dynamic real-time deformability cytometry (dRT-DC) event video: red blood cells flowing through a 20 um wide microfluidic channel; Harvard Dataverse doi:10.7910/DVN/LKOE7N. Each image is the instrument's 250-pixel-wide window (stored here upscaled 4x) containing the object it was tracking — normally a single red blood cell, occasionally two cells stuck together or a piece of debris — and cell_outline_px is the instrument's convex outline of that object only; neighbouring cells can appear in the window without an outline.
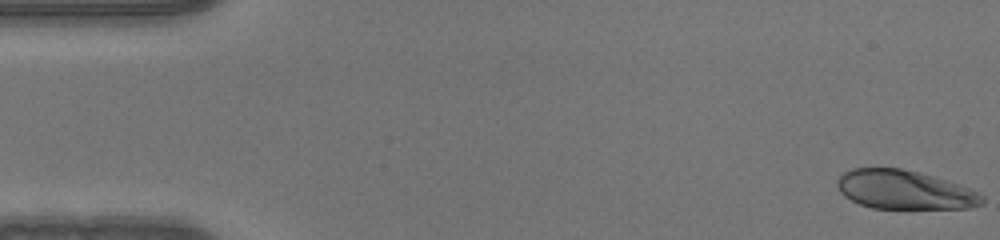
{"species": "human", "species_latin": "Homo sapiens", "temperature_condition": "warm", "stored_images_in_passage": 50, "camera_frame_rate_fps": 3000, "um_per_image_px": 0.085, "donor": {"sex": "male"}, "frame": {"image": 1, "passage_image": 1, "time_ms": 0.0, "image_size_px": [1000, 240], "cell_outline_px": [[984, 204], [968, 208], [872, 208], [860, 204], [844, 196], [840, 192], [836, 184], [836, 180], [844, 172], [852, 168], [900, 168], [920, 172], [980, 192], [984, 196]], "centroid_in_image_um": [76.87, 16.13], "position_along_channel_um": 8.1, "area_um2": 32.77}}
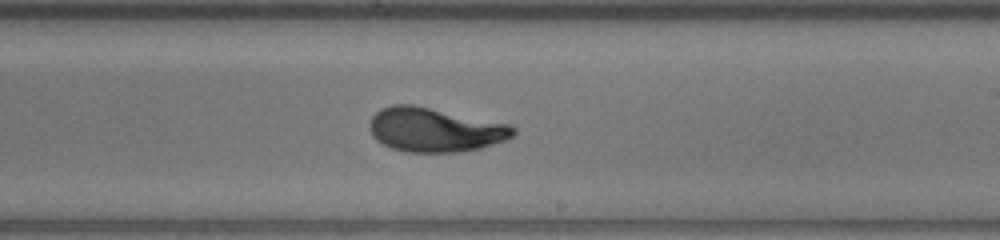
{"frame": {"image": 2, "passage_image": 29, "time_ms": 9.333, "image_size_px": [1000, 240], "cell_outline_px": [[516, 132], [512, 136], [504, 140], [480, 148], [460, 152], [404, 152], [392, 148], [376, 140], [372, 136], [368, 128], [368, 124], [372, 116], [380, 108], [392, 104], [412, 104], [512, 124], [516, 128]], "centroid_in_image_um": [36.94, 11.02], "position_along_channel_um": 252.1, "area_um2": 37.28}}
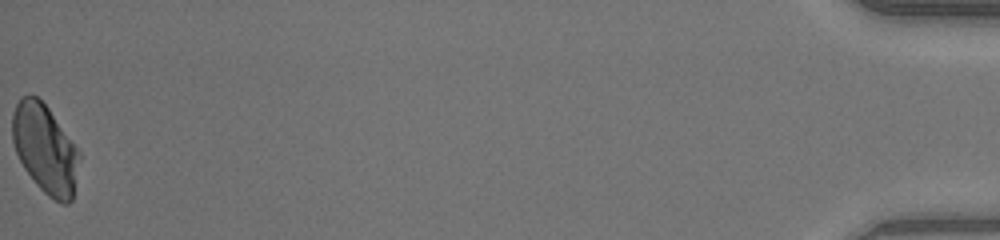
{"frame": {"image": 3, "passage_image": 50, "time_ms": 16.333, "image_size_px": [1000, 240], "cell_outline_px": [[80, 160], [72, 200], [68, 204], [60, 204], [48, 196], [36, 184], [24, 168], [16, 152], [12, 140], [12, 112], [20, 96], [36, 96], [48, 108], [80, 152]], "centroid_in_image_um": [3.83, 12.68], "position_along_channel_um": 431.4, "area_um2": 34.56}}